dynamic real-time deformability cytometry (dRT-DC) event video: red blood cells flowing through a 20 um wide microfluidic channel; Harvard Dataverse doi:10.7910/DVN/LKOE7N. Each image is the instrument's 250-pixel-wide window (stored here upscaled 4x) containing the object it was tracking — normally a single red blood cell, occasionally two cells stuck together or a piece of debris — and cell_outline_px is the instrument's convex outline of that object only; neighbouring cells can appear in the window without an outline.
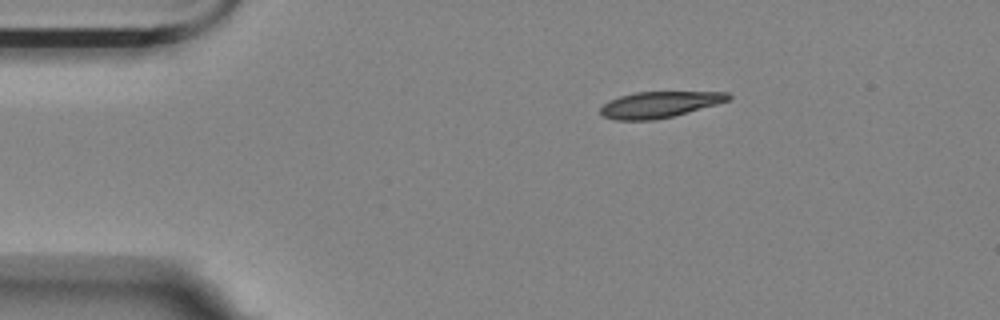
{"species": "Egyptian fruit bat (a non-hibernating species)", "species_latin": "Rousettus aegyptiacus", "temperature_condition": "room temperature", "stored_images_in_passage": 2, "camera_frame_rate_fps": 3000, "um_per_image_px": 0.085, "animal": {"sex": "female"}, "frame": {"image": 1, "passage_image": 1, "time_ms": 0.0, "image_size_px": [1000, 320], "cell_outline_px": [[732, 96], [728, 100], [716, 104], [672, 116], [652, 120], [616, 120], [604, 116], [600, 112], [600, 108], [604, 104], [620, 96], [636, 92], [728, 92]], "centroid_in_image_um": [56.04, 8.88], "position_along_channel_um": 29.0, "area_um2": 19.07}}